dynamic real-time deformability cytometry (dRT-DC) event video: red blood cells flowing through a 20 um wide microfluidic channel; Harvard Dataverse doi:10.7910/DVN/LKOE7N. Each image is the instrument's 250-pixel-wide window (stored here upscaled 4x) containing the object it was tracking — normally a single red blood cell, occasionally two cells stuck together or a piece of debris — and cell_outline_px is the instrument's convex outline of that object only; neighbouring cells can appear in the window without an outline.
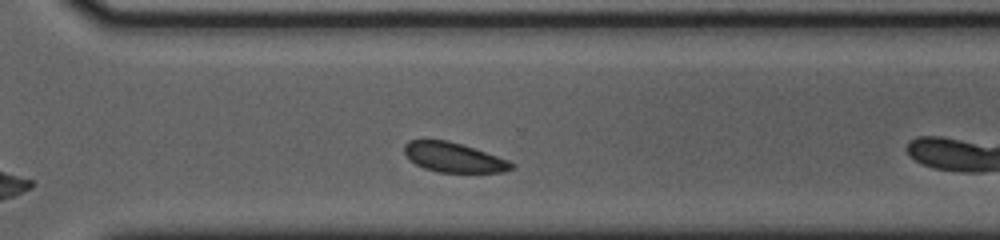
{"species": "common noctule bat (a hibernating species)", "species_latin": "Nyctalus noctula", "temperature_condition": "cold", "stored_images_in_passage": 27, "camera_frame_rate_fps": 3000, "um_per_image_px": 0.085, "animal": {"sex": "female", "body_mass_g": 23.0, "forearm_length_mm": 53.4}, "frame": {"image": 1, "passage_image": 21, "time_ms": 6.667, "image_size_px": [1000, 240], "cell_outline_px": [[516, 164], [512, 168], [504, 172], [440, 172], [424, 168], [416, 164], [404, 152], [404, 144], [408, 140], [448, 140], [508, 160]], "centroid_in_image_um": [38.55, 13.38], "position_along_channel_um": 332.0, "area_um2": 18.15}}
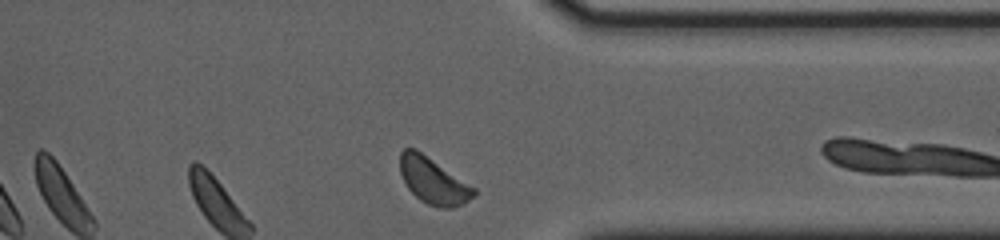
{"frame": {"image": 2, "passage_image": 25, "time_ms": 8.0, "image_size_px": [1000, 240], "cell_outline_px": [[476, 196], [464, 204], [452, 208], [440, 208], [428, 204], [420, 200], [408, 188], [400, 172], [400, 152], [404, 148], [416, 148], [476, 188]], "centroid_in_image_um": [36.85, 15.37], "position_along_channel_um": 374.5, "area_um2": 20.0}}